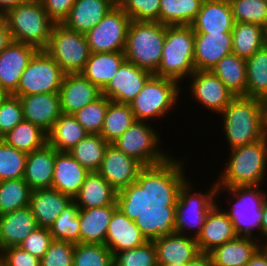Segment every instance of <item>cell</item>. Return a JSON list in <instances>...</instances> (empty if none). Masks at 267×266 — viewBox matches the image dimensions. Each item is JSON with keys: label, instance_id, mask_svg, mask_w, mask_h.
I'll list each match as a JSON object with an SVG mask.
<instances>
[{"label": "cell", "instance_id": "6da1fadb", "mask_svg": "<svg viewBox=\"0 0 267 266\" xmlns=\"http://www.w3.org/2000/svg\"><path fill=\"white\" fill-rule=\"evenodd\" d=\"M182 162L174 171L157 180L155 199L159 207V220L171 231L186 235L194 230V238L202 231L208 212L217 204V183L202 193L194 191L186 177ZM192 190L194 193H192Z\"/></svg>", "mask_w": 267, "mask_h": 266}, {"label": "cell", "instance_id": "7a4b0ae2", "mask_svg": "<svg viewBox=\"0 0 267 266\" xmlns=\"http://www.w3.org/2000/svg\"><path fill=\"white\" fill-rule=\"evenodd\" d=\"M159 221L155 198L126 199L112 214L105 245L114 255L144 245Z\"/></svg>", "mask_w": 267, "mask_h": 266}, {"label": "cell", "instance_id": "3957f363", "mask_svg": "<svg viewBox=\"0 0 267 266\" xmlns=\"http://www.w3.org/2000/svg\"><path fill=\"white\" fill-rule=\"evenodd\" d=\"M98 173L127 199L155 198L157 179L137 160L108 144Z\"/></svg>", "mask_w": 267, "mask_h": 266}, {"label": "cell", "instance_id": "277c9868", "mask_svg": "<svg viewBox=\"0 0 267 266\" xmlns=\"http://www.w3.org/2000/svg\"><path fill=\"white\" fill-rule=\"evenodd\" d=\"M145 121L136 120L112 144L127 156L140 162L157 180L166 173L174 171L183 160L172 158L162 151L159 133L154 126ZM159 145V146H158ZM161 148V150H160Z\"/></svg>", "mask_w": 267, "mask_h": 266}, {"label": "cell", "instance_id": "5b68a950", "mask_svg": "<svg viewBox=\"0 0 267 266\" xmlns=\"http://www.w3.org/2000/svg\"><path fill=\"white\" fill-rule=\"evenodd\" d=\"M228 162L216 183L218 188L261 186L267 170V136L230 150ZM222 175V176H221Z\"/></svg>", "mask_w": 267, "mask_h": 266}, {"label": "cell", "instance_id": "8992f818", "mask_svg": "<svg viewBox=\"0 0 267 266\" xmlns=\"http://www.w3.org/2000/svg\"><path fill=\"white\" fill-rule=\"evenodd\" d=\"M220 115L223 118L221 121L230 150L253 143L265 136L262 105L258 98L235 96Z\"/></svg>", "mask_w": 267, "mask_h": 266}, {"label": "cell", "instance_id": "52a82bcc", "mask_svg": "<svg viewBox=\"0 0 267 266\" xmlns=\"http://www.w3.org/2000/svg\"><path fill=\"white\" fill-rule=\"evenodd\" d=\"M166 26L156 21H132L127 30L125 60L154 74L160 65Z\"/></svg>", "mask_w": 267, "mask_h": 266}, {"label": "cell", "instance_id": "ba28073f", "mask_svg": "<svg viewBox=\"0 0 267 266\" xmlns=\"http://www.w3.org/2000/svg\"><path fill=\"white\" fill-rule=\"evenodd\" d=\"M5 21L13 41L44 50L55 22L48 16L40 0H28L5 13Z\"/></svg>", "mask_w": 267, "mask_h": 266}, {"label": "cell", "instance_id": "9c48e42d", "mask_svg": "<svg viewBox=\"0 0 267 266\" xmlns=\"http://www.w3.org/2000/svg\"><path fill=\"white\" fill-rule=\"evenodd\" d=\"M195 33L191 26H166L162 58L154 75L177 81L189 78L194 68Z\"/></svg>", "mask_w": 267, "mask_h": 266}, {"label": "cell", "instance_id": "30bf717a", "mask_svg": "<svg viewBox=\"0 0 267 266\" xmlns=\"http://www.w3.org/2000/svg\"><path fill=\"white\" fill-rule=\"evenodd\" d=\"M180 89L177 81L152 74L129 103L136 120L148 122L166 115L177 106Z\"/></svg>", "mask_w": 267, "mask_h": 266}, {"label": "cell", "instance_id": "8fae6325", "mask_svg": "<svg viewBox=\"0 0 267 266\" xmlns=\"http://www.w3.org/2000/svg\"><path fill=\"white\" fill-rule=\"evenodd\" d=\"M259 186H232L230 188H217V193L228 192L234 204L225 211L232 221L235 233L238 236L252 237L257 229L260 235L262 223V207L267 199V193ZM235 198V199H234ZM235 200V201H234Z\"/></svg>", "mask_w": 267, "mask_h": 266}, {"label": "cell", "instance_id": "7c38bea8", "mask_svg": "<svg viewBox=\"0 0 267 266\" xmlns=\"http://www.w3.org/2000/svg\"><path fill=\"white\" fill-rule=\"evenodd\" d=\"M65 73H80L90 51L85 34L55 23L48 44L44 49Z\"/></svg>", "mask_w": 267, "mask_h": 266}, {"label": "cell", "instance_id": "4fadbf2b", "mask_svg": "<svg viewBox=\"0 0 267 266\" xmlns=\"http://www.w3.org/2000/svg\"><path fill=\"white\" fill-rule=\"evenodd\" d=\"M65 74L45 50H38L22 73L19 86L12 95L59 93Z\"/></svg>", "mask_w": 267, "mask_h": 266}, {"label": "cell", "instance_id": "5bb4252c", "mask_svg": "<svg viewBox=\"0 0 267 266\" xmlns=\"http://www.w3.org/2000/svg\"><path fill=\"white\" fill-rule=\"evenodd\" d=\"M130 17L116 5L91 30L85 33L90 53L125 50Z\"/></svg>", "mask_w": 267, "mask_h": 266}, {"label": "cell", "instance_id": "9a60e30c", "mask_svg": "<svg viewBox=\"0 0 267 266\" xmlns=\"http://www.w3.org/2000/svg\"><path fill=\"white\" fill-rule=\"evenodd\" d=\"M189 232L191 235H189ZM182 235L171 231L160 220L155 224L150 239L153 241L158 266L187 264L201 254L192 232Z\"/></svg>", "mask_w": 267, "mask_h": 266}, {"label": "cell", "instance_id": "2e32d148", "mask_svg": "<svg viewBox=\"0 0 267 266\" xmlns=\"http://www.w3.org/2000/svg\"><path fill=\"white\" fill-rule=\"evenodd\" d=\"M190 78L191 96L215 114H221L235 97L211 70H195Z\"/></svg>", "mask_w": 267, "mask_h": 266}, {"label": "cell", "instance_id": "e0dca14e", "mask_svg": "<svg viewBox=\"0 0 267 266\" xmlns=\"http://www.w3.org/2000/svg\"><path fill=\"white\" fill-rule=\"evenodd\" d=\"M152 73L124 61L111 81L102 90L110 101L129 104L142 90Z\"/></svg>", "mask_w": 267, "mask_h": 266}, {"label": "cell", "instance_id": "ac0fdd59", "mask_svg": "<svg viewBox=\"0 0 267 266\" xmlns=\"http://www.w3.org/2000/svg\"><path fill=\"white\" fill-rule=\"evenodd\" d=\"M37 51L32 45L12 40L0 53V88L13 94L19 86L22 73Z\"/></svg>", "mask_w": 267, "mask_h": 266}, {"label": "cell", "instance_id": "d6986e66", "mask_svg": "<svg viewBox=\"0 0 267 266\" xmlns=\"http://www.w3.org/2000/svg\"><path fill=\"white\" fill-rule=\"evenodd\" d=\"M102 95V91L81 73H66L59 89L63 114L73 115Z\"/></svg>", "mask_w": 267, "mask_h": 266}, {"label": "cell", "instance_id": "ffe728a7", "mask_svg": "<svg viewBox=\"0 0 267 266\" xmlns=\"http://www.w3.org/2000/svg\"><path fill=\"white\" fill-rule=\"evenodd\" d=\"M231 53L232 33H195V70H211L224 56Z\"/></svg>", "mask_w": 267, "mask_h": 266}, {"label": "cell", "instance_id": "44dd1931", "mask_svg": "<svg viewBox=\"0 0 267 266\" xmlns=\"http://www.w3.org/2000/svg\"><path fill=\"white\" fill-rule=\"evenodd\" d=\"M23 118L48 133L62 114L59 93L33 94L19 97Z\"/></svg>", "mask_w": 267, "mask_h": 266}, {"label": "cell", "instance_id": "7402d4cb", "mask_svg": "<svg viewBox=\"0 0 267 266\" xmlns=\"http://www.w3.org/2000/svg\"><path fill=\"white\" fill-rule=\"evenodd\" d=\"M234 23L229 0H203L190 26L194 33H231Z\"/></svg>", "mask_w": 267, "mask_h": 266}, {"label": "cell", "instance_id": "603a6c76", "mask_svg": "<svg viewBox=\"0 0 267 266\" xmlns=\"http://www.w3.org/2000/svg\"><path fill=\"white\" fill-rule=\"evenodd\" d=\"M127 198L122 197L98 172H90L74 202L79 209L120 206Z\"/></svg>", "mask_w": 267, "mask_h": 266}, {"label": "cell", "instance_id": "cb8c5ba5", "mask_svg": "<svg viewBox=\"0 0 267 266\" xmlns=\"http://www.w3.org/2000/svg\"><path fill=\"white\" fill-rule=\"evenodd\" d=\"M216 204L207 214L201 233L196 238L201 253L208 254L217 246L235 239L232 221L227 213ZM223 210V211H222Z\"/></svg>", "mask_w": 267, "mask_h": 266}, {"label": "cell", "instance_id": "d4e9b609", "mask_svg": "<svg viewBox=\"0 0 267 266\" xmlns=\"http://www.w3.org/2000/svg\"><path fill=\"white\" fill-rule=\"evenodd\" d=\"M73 202L72 197L53 188L35 189L30 195L29 207L38 227L50 228L58 216Z\"/></svg>", "mask_w": 267, "mask_h": 266}, {"label": "cell", "instance_id": "484cf974", "mask_svg": "<svg viewBox=\"0 0 267 266\" xmlns=\"http://www.w3.org/2000/svg\"><path fill=\"white\" fill-rule=\"evenodd\" d=\"M89 173L69 152L56 150L53 189L74 199Z\"/></svg>", "mask_w": 267, "mask_h": 266}, {"label": "cell", "instance_id": "4316f807", "mask_svg": "<svg viewBox=\"0 0 267 266\" xmlns=\"http://www.w3.org/2000/svg\"><path fill=\"white\" fill-rule=\"evenodd\" d=\"M37 228L29 206L0 215V253L9 247H18Z\"/></svg>", "mask_w": 267, "mask_h": 266}, {"label": "cell", "instance_id": "83f0119b", "mask_svg": "<svg viewBox=\"0 0 267 266\" xmlns=\"http://www.w3.org/2000/svg\"><path fill=\"white\" fill-rule=\"evenodd\" d=\"M116 5L111 0H75L62 24L79 33H87Z\"/></svg>", "mask_w": 267, "mask_h": 266}, {"label": "cell", "instance_id": "f1b7e54d", "mask_svg": "<svg viewBox=\"0 0 267 266\" xmlns=\"http://www.w3.org/2000/svg\"><path fill=\"white\" fill-rule=\"evenodd\" d=\"M56 149L46 143L42 148L27 153L23 179L32 190L52 188Z\"/></svg>", "mask_w": 267, "mask_h": 266}, {"label": "cell", "instance_id": "f546056e", "mask_svg": "<svg viewBox=\"0 0 267 266\" xmlns=\"http://www.w3.org/2000/svg\"><path fill=\"white\" fill-rule=\"evenodd\" d=\"M258 242L255 237L237 236L217 246L208 254L213 266H246L258 250Z\"/></svg>", "mask_w": 267, "mask_h": 266}, {"label": "cell", "instance_id": "4dcf8cb0", "mask_svg": "<svg viewBox=\"0 0 267 266\" xmlns=\"http://www.w3.org/2000/svg\"><path fill=\"white\" fill-rule=\"evenodd\" d=\"M118 207L79 209L80 243L105 244L112 214Z\"/></svg>", "mask_w": 267, "mask_h": 266}, {"label": "cell", "instance_id": "1f68e13d", "mask_svg": "<svg viewBox=\"0 0 267 266\" xmlns=\"http://www.w3.org/2000/svg\"><path fill=\"white\" fill-rule=\"evenodd\" d=\"M124 61V51L90 53L80 73L102 91Z\"/></svg>", "mask_w": 267, "mask_h": 266}, {"label": "cell", "instance_id": "d6a6232c", "mask_svg": "<svg viewBox=\"0 0 267 266\" xmlns=\"http://www.w3.org/2000/svg\"><path fill=\"white\" fill-rule=\"evenodd\" d=\"M88 134L73 115L62 113L47 133V143L57 151L68 152Z\"/></svg>", "mask_w": 267, "mask_h": 266}, {"label": "cell", "instance_id": "836d02e7", "mask_svg": "<svg viewBox=\"0 0 267 266\" xmlns=\"http://www.w3.org/2000/svg\"><path fill=\"white\" fill-rule=\"evenodd\" d=\"M211 71L235 96H246V59L231 53L224 56Z\"/></svg>", "mask_w": 267, "mask_h": 266}, {"label": "cell", "instance_id": "e575fe53", "mask_svg": "<svg viewBox=\"0 0 267 266\" xmlns=\"http://www.w3.org/2000/svg\"><path fill=\"white\" fill-rule=\"evenodd\" d=\"M231 33L232 51L241 58L251 57L264 46V27L259 24L235 22Z\"/></svg>", "mask_w": 267, "mask_h": 266}, {"label": "cell", "instance_id": "d590c367", "mask_svg": "<svg viewBox=\"0 0 267 266\" xmlns=\"http://www.w3.org/2000/svg\"><path fill=\"white\" fill-rule=\"evenodd\" d=\"M1 139L17 150L31 153L47 143V133L39 126L23 120Z\"/></svg>", "mask_w": 267, "mask_h": 266}, {"label": "cell", "instance_id": "8d00e7d4", "mask_svg": "<svg viewBox=\"0 0 267 266\" xmlns=\"http://www.w3.org/2000/svg\"><path fill=\"white\" fill-rule=\"evenodd\" d=\"M108 142L100 134H88L68 152L89 172H98Z\"/></svg>", "mask_w": 267, "mask_h": 266}, {"label": "cell", "instance_id": "74e56055", "mask_svg": "<svg viewBox=\"0 0 267 266\" xmlns=\"http://www.w3.org/2000/svg\"><path fill=\"white\" fill-rule=\"evenodd\" d=\"M246 96L267 97V47L246 59Z\"/></svg>", "mask_w": 267, "mask_h": 266}, {"label": "cell", "instance_id": "f35d334b", "mask_svg": "<svg viewBox=\"0 0 267 266\" xmlns=\"http://www.w3.org/2000/svg\"><path fill=\"white\" fill-rule=\"evenodd\" d=\"M135 121L136 118L129 104L109 101L100 135L109 144H112Z\"/></svg>", "mask_w": 267, "mask_h": 266}, {"label": "cell", "instance_id": "ab89813d", "mask_svg": "<svg viewBox=\"0 0 267 266\" xmlns=\"http://www.w3.org/2000/svg\"><path fill=\"white\" fill-rule=\"evenodd\" d=\"M203 0H161L160 23L167 26H190Z\"/></svg>", "mask_w": 267, "mask_h": 266}, {"label": "cell", "instance_id": "60d3db41", "mask_svg": "<svg viewBox=\"0 0 267 266\" xmlns=\"http://www.w3.org/2000/svg\"><path fill=\"white\" fill-rule=\"evenodd\" d=\"M31 193L23 178L0 181V215L29 206Z\"/></svg>", "mask_w": 267, "mask_h": 266}, {"label": "cell", "instance_id": "b9f144b4", "mask_svg": "<svg viewBox=\"0 0 267 266\" xmlns=\"http://www.w3.org/2000/svg\"><path fill=\"white\" fill-rule=\"evenodd\" d=\"M79 208L75 202L67 207L49 228L53 240L80 243Z\"/></svg>", "mask_w": 267, "mask_h": 266}, {"label": "cell", "instance_id": "7bdbcfd3", "mask_svg": "<svg viewBox=\"0 0 267 266\" xmlns=\"http://www.w3.org/2000/svg\"><path fill=\"white\" fill-rule=\"evenodd\" d=\"M27 153L0 139V181L24 177Z\"/></svg>", "mask_w": 267, "mask_h": 266}, {"label": "cell", "instance_id": "ee69618b", "mask_svg": "<svg viewBox=\"0 0 267 266\" xmlns=\"http://www.w3.org/2000/svg\"><path fill=\"white\" fill-rule=\"evenodd\" d=\"M73 266H114L113 254L105 244L76 243Z\"/></svg>", "mask_w": 267, "mask_h": 266}, {"label": "cell", "instance_id": "f6af8a7d", "mask_svg": "<svg viewBox=\"0 0 267 266\" xmlns=\"http://www.w3.org/2000/svg\"><path fill=\"white\" fill-rule=\"evenodd\" d=\"M109 99L101 95L92 103L73 114L78 123L90 134H100L107 112Z\"/></svg>", "mask_w": 267, "mask_h": 266}, {"label": "cell", "instance_id": "bcb514c9", "mask_svg": "<svg viewBox=\"0 0 267 266\" xmlns=\"http://www.w3.org/2000/svg\"><path fill=\"white\" fill-rule=\"evenodd\" d=\"M234 22L267 25V1L229 0Z\"/></svg>", "mask_w": 267, "mask_h": 266}, {"label": "cell", "instance_id": "7dc6e473", "mask_svg": "<svg viewBox=\"0 0 267 266\" xmlns=\"http://www.w3.org/2000/svg\"><path fill=\"white\" fill-rule=\"evenodd\" d=\"M114 266H158L156 249L150 239L144 245L113 255Z\"/></svg>", "mask_w": 267, "mask_h": 266}, {"label": "cell", "instance_id": "c3c4849f", "mask_svg": "<svg viewBox=\"0 0 267 266\" xmlns=\"http://www.w3.org/2000/svg\"><path fill=\"white\" fill-rule=\"evenodd\" d=\"M161 0H122L119 6L132 21L160 22Z\"/></svg>", "mask_w": 267, "mask_h": 266}, {"label": "cell", "instance_id": "681fc988", "mask_svg": "<svg viewBox=\"0 0 267 266\" xmlns=\"http://www.w3.org/2000/svg\"><path fill=\"white\" fill-rule=\"evenodd\" d=\"M75 243L53 240L40 259L41 266H73Z\"/></svg>", "mask_w": 267, "mask_h": 266}, {"label": "cell", "instance_id": "f907efd6", "mask_svg": "<svg viewBox=\"0 0 267 266\" xmlns=\"http://www.w3.org/2000/svg\"><path fill=\"white\" fill-rule=\"evenodd\" d=\"M23 120L19 97L9 94L0 105V139Z\"/></svg>", "mask_w": 267, "mask_h": 266}, {"label": "cell", "instance_id": "816d5d0a", "mask_svg": "<svg viewBox=\"0 0 267 266\" xmlns=\"http://www.w3.org/2000/svg\"><path fill=\"white\" fill-rule=\"evenodd\" d=\"M53 241L49 228L38 227L30 233L19 247L41 259Z\"/></svg>", "mask_w": 267, "mask_h": 266}, {"label": "cell", "instance_id": "f5cc1de1", "mask_svg": "<svg viewBox=\"0 0 267 266\" xmlns=\"http://www.w3.org/2000/svg\"><path fill=\"white\" fill-rule=\"evenodd\" d=\"M3 266H41L40 259L18 247H9L0 253Z\"/></svg>", "mask_w": 267, "mask_h": 266}, {"label": "cell", "instance_id": "db71d44e", "mask_svg": "<svg viewBox=\"0 0 267 266\" xmlns=\"http://www.w3.org/2000/svg\"><path fill=\"white\" fill-rule=\"evenodd\" d=\"M44 10L55 23H62L68 16L75 0H40Z\"/></svg>", "mask_w": 267, "mask_h": 266}, {"label": "cell", "instance_id": "11a10c76", "mask_svg": "<svg viewBox=\"0 0 267 266\" xmlns=\"http://www.w3.org/2000/svg\"><path fill=\"white\" fill-rule=\"evenodd\" d=\"M11 41L12 37L6 21H0V53L10 44Z\"/></svg>", "mask_w": 267, "mask_h": 266}, {"label": "cell", "instance_id": "9f6ffc18", "mask_svg": "<svg viewBox=\"0 0 267 266\" xmlns=\"http://www.w3.org/2000/svg\"><path fill=\"white\" fill-rule=\"evenodd\" d=\"M186 266H213V263L209 254L201 253Z\"/></svg>", "mask_w": 267, "mask_h": 266}, {"label": "cell", "instance_id": "6f0895ef", "mask_svg": "<svg viewBox=\"0 0 267 266\" xmlns=\"http://www.w3.org/2000/svg\"><path fill=\"white\" fill-rule=\"evenodd\" d=\"M260 235L264 238L263 241L267 240V199L263 203L262 207V223L260 225Z\"/></svg>", "mask_w": 267, "mask_h": 266}, {"label": "cell", "instance_id": "680465c9", "mask_svg": "<svg viewBox=\"0 0 267 266\" xmlns=\"http://www.w3.org/2000/svg\"><path fill=\"white\" fill-rule=\"evenodd\" d=\"M246 266H267V261L262 253L257 250Z\"/></svg>", "mask_w": 267, "mask_h": 266}, {"label": "cell", "instance_id": "91938a15", "mask_svg": "<svg viewBox=\"0 0 267 266\" xmlns=\"http://www.w3.org/2000/svg\"><path fill=\"white\" fill-rule=\"evenodd\" d=\"M28 0H0V7L6 13L9 9L17 7L19 4Z\"/></svg>", "mask_w": 267, "mask_h": 266}, {"label": "cell", "instance_id": "94428289", "mask_svg": "<svg viewBox=\"0 0 267 266\" xmlns=\"http://www.w3.org/2000/svg\"><path fill=\"white\" fill-rule=\"evenodd\" d=\"M262 105V119H263V130L267 136V97L260 99Z\"/></svg>", "mask_w": 267, "mask_h": 266}, {"label": "cell", "instance_id": "6125c7cd", "mask_svg": "<svg viewBox=\"0 0 267 266\" xmlns=\"http://www.w3.org/2000/svg\"><path fill=\"white\" fill-rule=\"evenodd\" d=\"M260 243H261V240H259V243H258V250L262 253V255L265 257L267 261V241L266 243L265 242L261 244Z\"/></svg>", "mask_w": 267, "mask_h": 266}, {"label": "cell", "instance_id": "be15d7a7", "mask_svg": "<svg viewBox=\"0 0 267 266\" xmlns=\"http://www.w3.org/2000/svg\"><path fill=\"white\" fill-rule=\"evenodd\" d=\"M9 94L2 88H0V105L6 99Z\"/></svg>", "mask_w": 267, "mask_h": 266}, {"label": "cell", "instance_id": "e7e4bbea", "mask_svg": "<svg viewBox=\"0 0 267 266\" xmlns=\"http://www.w3.org/2000/svg\"><path fill=\"white\" fill-rule=\"evenodd\" d=\"M264 46L267 47V25L264 27Z\"/></svg>", "mask_w": 267, "mask_h": 266}, {"label": "cell", "instance_id": "03108f58", "mask_svg": "<svg viewBox=\"0 0 267 266\" xmlns=\"http://www.w3.org/2000/svg\"><path fill=\"white\" fill-rule=\"evenodd\" d=\"M5 20V12L3 11V9L0 7V21Z\"/></svg>", "mask_w": 267, "mask_h": 266}, {"label": "cell", "instance_id": "003e7915", "mask_svg": "<svg viewBox=\"0 0 267 266\" xmlns=\"http://www.w3.org/2000/svg\"><path fill=\"white\" fill-rule=\"evenodd\" d=\"M160 266H186V264H162Z\"/></svg>", "mask_w": 267, "mask_h": 266}, {"label": "cell", "instance_id": "a7ac6f4b", "mask_svg": "<svg viewBox=\"0 0 267 266\" xmlns=\"http://www.w3.org/2000/svg\"><path fill=\"white\" fill-rule=\"evenodd\" d=\"M115 5H119L122 0H111Z\"/></svg>", "mask_w": 267, "mask_h": 266}]
</instances>
